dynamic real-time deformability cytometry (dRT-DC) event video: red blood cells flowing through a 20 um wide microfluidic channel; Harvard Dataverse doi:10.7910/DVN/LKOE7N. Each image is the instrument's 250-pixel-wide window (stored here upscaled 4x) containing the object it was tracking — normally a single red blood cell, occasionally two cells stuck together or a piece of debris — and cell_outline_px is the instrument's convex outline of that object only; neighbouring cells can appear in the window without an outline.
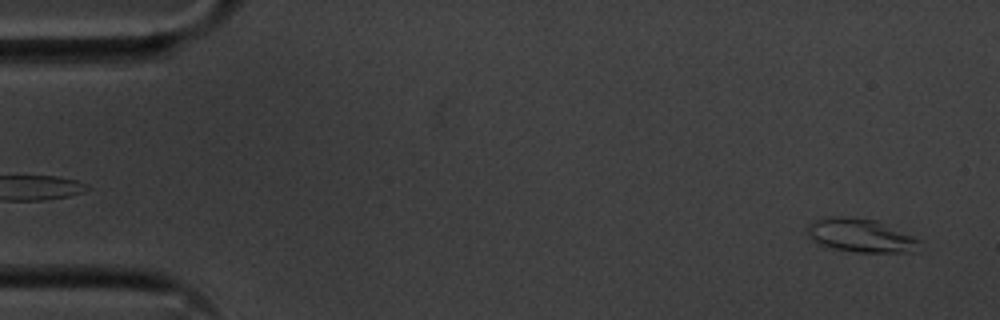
{"species": "common noctule bat (a hibernating species)", "species_latin": "Nyctalus noctula", "temperature_condition": "cold", "stored_images_in_passage": 55, "camera_frame_rate_fps": 3000, "um_per_image_px": 0.085, "animal": {"sex": "male", "body_mass_g": 20.1, "forearm_length_mm": 53.5}, "frame": {"image": 1, "passage_image": 2, "time_ms": 0.333, "image_size_px": [1000, 320], "cell_outline_px": [[920, 240], [912, 252], [856, 252], [832, 248], [820, 244], [808, 236], [804, 232], [808, 224], [816, 220], [832, 216], [844, 216], [876, 220], [912, 236]], "centroid_in_image_um": [73.08, 20.0], "position_along_channel_um": 11.9, "area_um2": 21.62}}
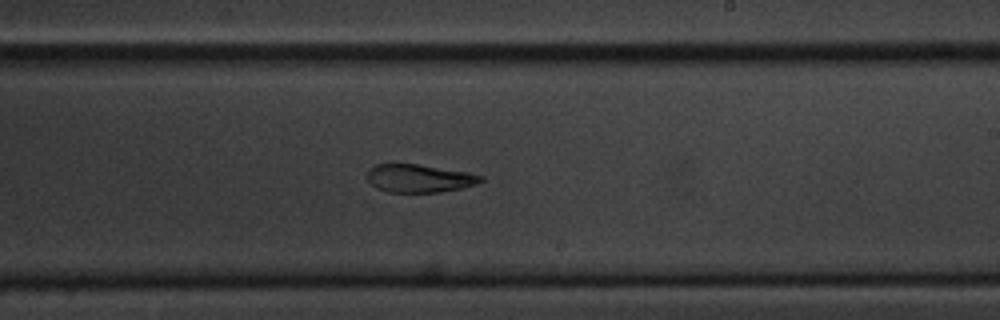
{"frame": {"image": 2, "passage_image": 32, "time_ms": 10.333, "image_size_px": [1000, 320], "cell_outline_px": [[484, 180], [476, 184], [460, 188], [440, 192], [388, 192], [376, 188], [368, 180], [368, 168], [376, 164], [416, 164], [468, 172], [484, 176]], "centroid_in_image_um": [35.64, 15.16], "position_along_channel_um": 253.4, "area_um2": 18.5}}
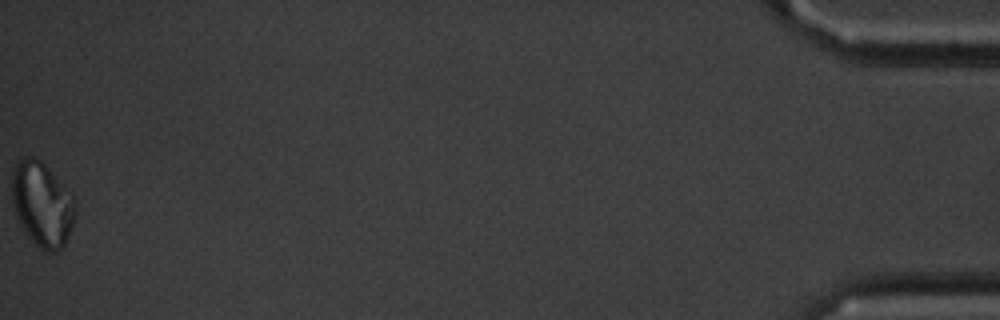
{"frame": {"image": 3, "passage_image": 55, "time_ms": 18.0, "image_size_px": [1000, 320], "cell_outline_px": [[76, 212], [72, 224], [64, 244], [56, 252], [44, 252], [28, 236], [20, 224], [16, 216], [12, 200], [12, 172], [16, 164], [24, 156], [32, 156], [40, 160], [72, 192], [76, 204]], "centroid_in_image_um": [3.59, 17.34], "position_along_channel_um": 431.6, "area_um2": 31.21}, "authors_computed_cell_mechanics": {"area_um2": 20.1722, "velocity_mm_per_s": 3.5931, "shape_relaxation_time_tau1_ms": 4.9393, "shape_relaxation_time_tau2_ms": 6.3572, "deformation_change_tau1": 0.1743, "deformation_change_tau2": 0.1198}}